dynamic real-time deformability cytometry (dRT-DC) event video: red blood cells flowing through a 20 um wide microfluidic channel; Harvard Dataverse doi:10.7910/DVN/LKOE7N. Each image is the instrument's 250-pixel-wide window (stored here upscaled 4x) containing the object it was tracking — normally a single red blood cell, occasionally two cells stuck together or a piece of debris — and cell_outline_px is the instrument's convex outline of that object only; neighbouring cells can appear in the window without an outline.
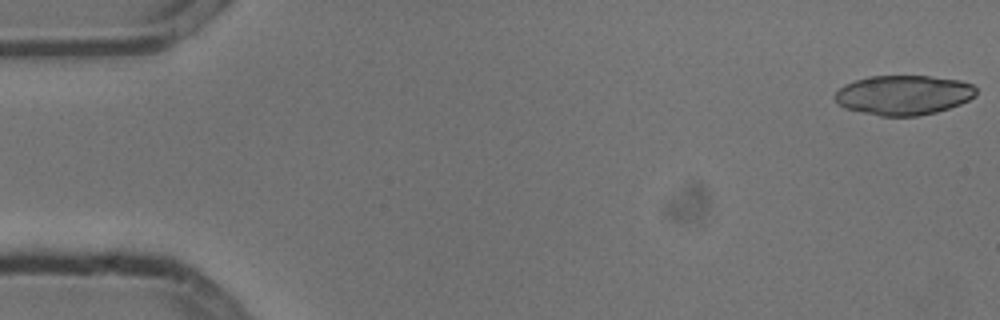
{"species": "common noctule bat (a hibernating species)", "species_latin": "Nyctalus noctula", "temperature_condition": "cold", "stored_images_in_passage": 4, "camera_frame_rate_fps": 3000, "um_per_image_px": 0.085, "animal": {"sex": "male", "body_mass_g": 13.3}, "frame": {"image": 1, "passage_image": 1, "time_ms": 0.0, "image_size_px": [1000, 320], "cell_outline_px": [[976, 96], [960, 104], [936, 112], [916, 116], [880, 116], [844, 108], [836, 104], [836, 92], [844, 84], [868, 76], [928, 76], [960, 80], [972, 84], [976, 88]], "centroid_in_image_um": [76.8, 8.08], "position_along_channel_um": 8.2, "area_um2": 32.66}}